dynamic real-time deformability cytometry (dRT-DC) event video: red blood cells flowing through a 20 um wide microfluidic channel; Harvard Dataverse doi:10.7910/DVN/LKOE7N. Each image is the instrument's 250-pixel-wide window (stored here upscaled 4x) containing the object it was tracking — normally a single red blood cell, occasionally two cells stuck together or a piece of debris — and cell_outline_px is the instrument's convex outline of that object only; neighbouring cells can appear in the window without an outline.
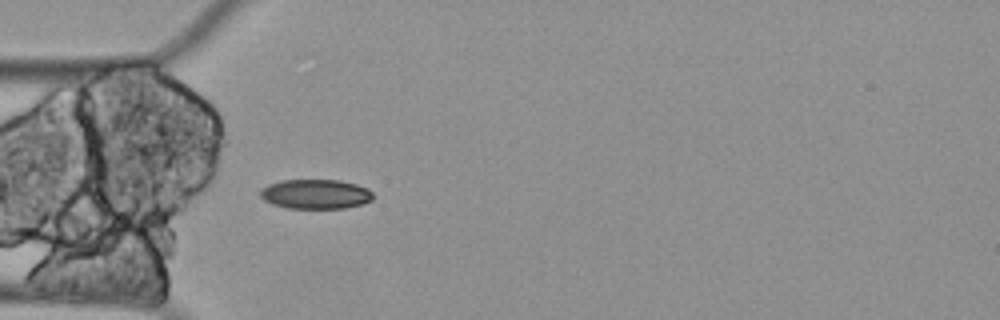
{"species": "Egyptian fruit bat (a non-hibernating species)", "species_latin": "Rousettus aegyptiacus", "temperature_condition": "cold", "stored_images_in_passage": 43, "camera_frame_rate_fps": 3000, "um_per_image_px": 0.085, "animal": {"sex": "female"}, "frame": {"image": 1, "passage_image": 1, "time_ms": 0.0, "image_size_px": [1000, 320], "cell_outline_px": [[372, 200], [360, 204], [344, 208], [288, 208], [272, 204], [264, 200], [260, 196], [260, 188], [268, 184], [280, 180], [340, 180], [356, 184], [368, 188], [372, 192]], "centroid_in_image_um": [26.79, 16.49], "position_along_channel_um": 58.2, "area_um2": 19.48}}
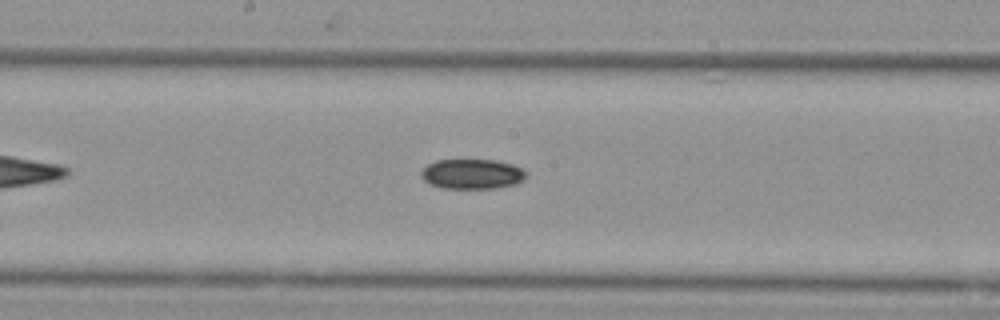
{"frame": {"image": 2, "passage_image": 14, "time_ms": 4.333, "image_size_px": [1000, 320], "cell_outline_px": [[528, 172], [516, 184], [496, 188], [440, 188], [424, 180], [420, 176], [420, 172], [428, 164], [436, 160], [496, 160], [512, 164], [524, 168]], "centroid_in_image_um": [40.13, 14.78], "position_along_channel_um": 208.1, "area_um2": 18.32}}
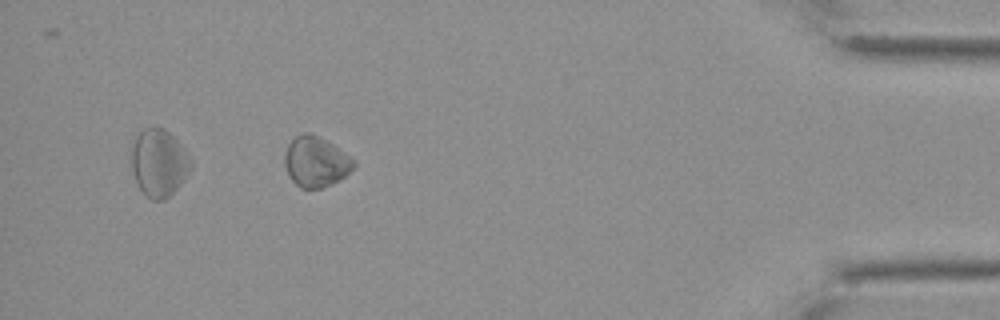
{"frame": {"image": 3, "passage_image": 37, "time_ms": 12.0, "image_size_px": [1000, 320], "cell_outline_px": [[356, 164], [344, 176], [332, 184], [320, 188], [300, 188], [292, 180], [284, 164], [284, 156], [288, 144], [300, 132], [312, 132], [332, 144], [356, 160]], "centroid_in_image_um": [26.83, 13.73], "position_along_channel_um": 408.4, "area_um2": 20.17}}